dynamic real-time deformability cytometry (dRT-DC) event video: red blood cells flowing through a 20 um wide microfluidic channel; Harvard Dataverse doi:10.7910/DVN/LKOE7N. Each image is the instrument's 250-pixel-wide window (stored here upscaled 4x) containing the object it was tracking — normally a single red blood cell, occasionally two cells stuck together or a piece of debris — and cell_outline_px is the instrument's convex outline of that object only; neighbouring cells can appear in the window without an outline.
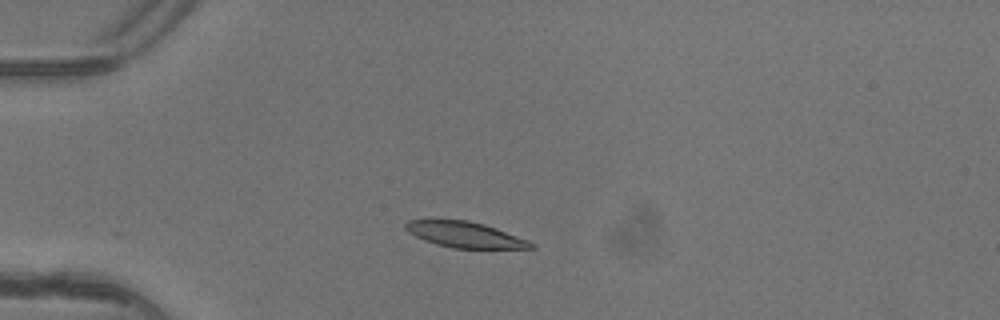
{"species": "common noctule bat (a hibernating species)", "species_latin": "Nyctalus noctula", "temperature_condition": "warm", "stored_images_in_passage": 6, "camera_frame_rate_fps": 3000, "um_per_image_px": 0.085, "animal": {"sex": "female"}, "frame": {"image": 1, "passage_image": 3, "time_ms": 0.667, "image_size_px": [1000, 320], "cell_outline_px": [[536, 248], [452, 248], [436, 244], [424, 240], [408, 232], [404, 228], [404, 224], [408, 220], [468, 220], [484, 224], [496, 228], [528, 240], [536, 244]], "centroid_in_image_um": [39.52, 19.95], "position_along_channel_um": 45.5, "area_um2": 18.73}}
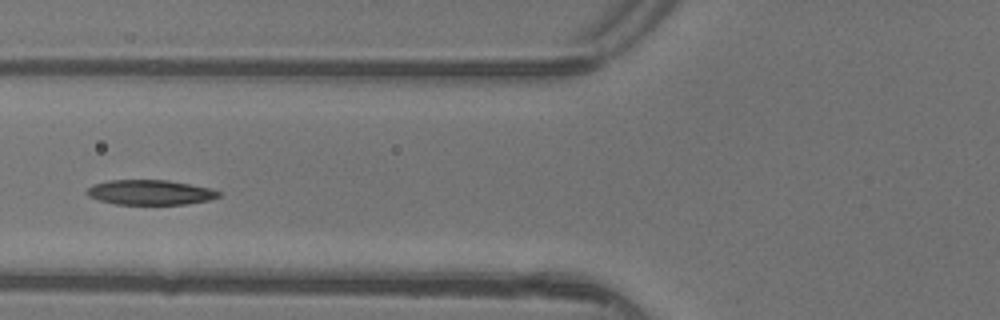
{"frame": {"image": 2, "passage_image": 5, "time_ms": 1.333, "image_size_px": [1000, 320], "cell_outline_px": [[220, 196], [208, 200], [184, 204], [116, 204], [100, 200], [88, 196], [84, 192], [88, 188], [96, 184], [108, 180], [168, 180], [212, 188], [220, 192]], "centroid_in_image_um": [12.77, 16.34], "position_along_channel_um": 113.0, "area_um2": 19.02}}
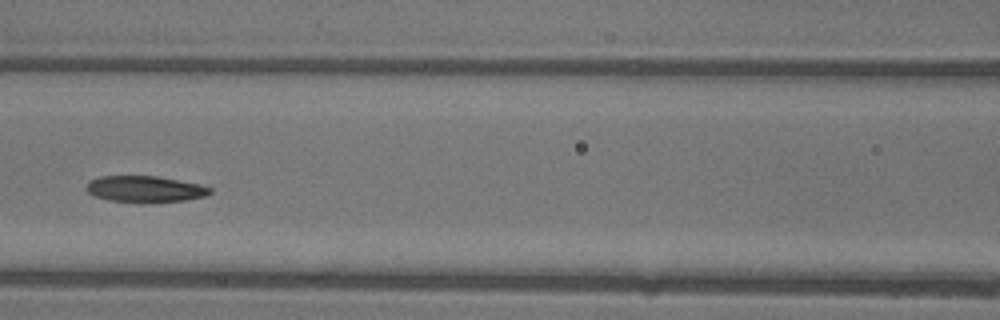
{"frame": {"image": 3, "passage_image": 6, "time_ms": 1.667, "image_size_px": [1000, 320], "cell_outline_px": [[212, 192], [204, 196], [184, 200], [152, 204], [140, 204], [108, 200], [96, 196], [88, 192], [84, 188], [88, 180], [100, 176], [156, 176], [200, 184], [212, 188]], "centroid_in_image_um": [12.29, 16.09], "position_along_channel_um": 154.3, "area_um2": 19.48}}